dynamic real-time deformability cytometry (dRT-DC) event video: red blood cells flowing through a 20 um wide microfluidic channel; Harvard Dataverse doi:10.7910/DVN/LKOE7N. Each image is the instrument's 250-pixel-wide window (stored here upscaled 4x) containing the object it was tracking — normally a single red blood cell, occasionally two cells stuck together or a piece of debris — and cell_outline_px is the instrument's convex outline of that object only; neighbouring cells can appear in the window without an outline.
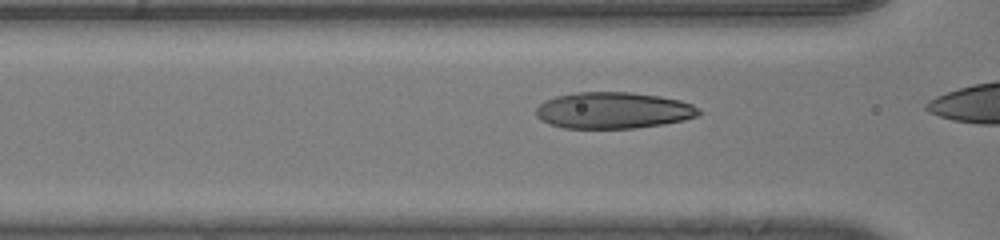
{"species": "human", "species_latin": "Homo sapiens", "temperature_condition": "room temperature", "stored_images_in_passage": 19, "camera_frame_rate_fps": 3000, "um_per_image_px": 0.085, "donor": {"sex": "male"}, "frame": {"image": 1, "passage_image": 17, "time_ms": 5.333, "image_size_px": [1000, 240], "cell_outline_px": [[700, 112], [696, 116], [684, 120], [664, 124], [636, 128], [564, 128], [548, 124], [540, 120], [536, 116], [536, 108], [544, 100], [556, 96], [576, 92], [628, 92], [660, 96], [680, 100], [692, 104], [700, 108]], "centroid_in_image_um": [52.11, 9.38], "position_along_channel_um": 114.5, "area_um2": 34.74}}